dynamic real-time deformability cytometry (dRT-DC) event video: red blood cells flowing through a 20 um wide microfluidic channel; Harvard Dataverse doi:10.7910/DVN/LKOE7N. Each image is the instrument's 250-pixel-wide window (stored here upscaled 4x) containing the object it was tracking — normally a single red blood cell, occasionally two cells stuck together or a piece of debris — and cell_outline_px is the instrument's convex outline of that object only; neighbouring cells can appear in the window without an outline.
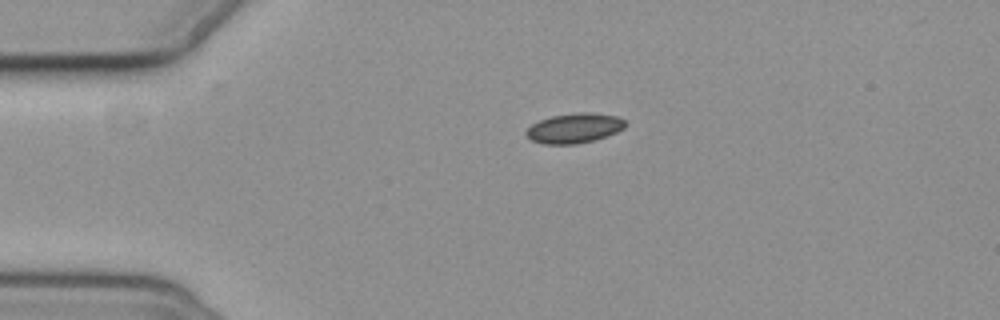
{"species": "common noctule bat (a hibernating species)", "species_latin": "Nyctalus noctula", "temperature_condition": "cold", "stored_images_in_passage": 2, "camera_frame_rate_fps": 3000, "um_per_image_px": 0.085, "animal": {"sex": "female", "body_mass_g": 19.3, "forearm_length_mm": 54.1}, "frame": {"image": 1, "passage_image": 1, "time_ms": 0.0, "image_size_px": [1000, 320], "cell_outline_px": [[624, 128], [616, 132], [592, 140], [576, 144], [544, 144], [532, 140], [524, 132], [532, 124], [540, 120], [552, 116], [576, 112], [592, 112], [616, 116], [624, 120]], "centroid_in_image_um": [48.79, 10.88], "position_along_channel_um": 36.2, "area_um2": 16.99}}